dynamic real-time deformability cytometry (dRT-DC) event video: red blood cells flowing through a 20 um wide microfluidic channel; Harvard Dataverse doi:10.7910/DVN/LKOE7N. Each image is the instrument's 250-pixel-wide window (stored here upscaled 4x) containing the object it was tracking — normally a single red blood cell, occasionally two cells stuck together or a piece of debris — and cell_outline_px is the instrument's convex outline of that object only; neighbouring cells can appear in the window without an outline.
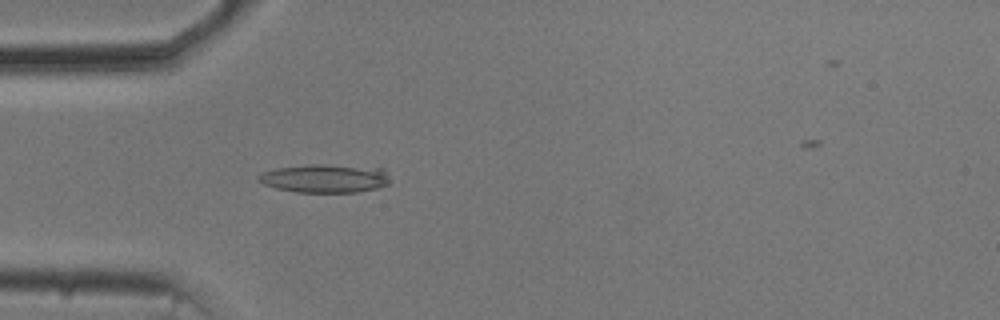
{"species": "common noctule bat (a hibernating species)", "species_latin": "Nyctalus noctula", "temperature_condition": "cold", "stored_images_in_passage": 25, "camera_frame_rate_fps": 3000, "um_per_image_px": 0.085, "animal": {"sex": "male", "body_mass_g": 20.5, "forearm_length_mm": 52.5}, "frame": {"image": 1, "passage_image": 10, "time_ms": 3.0, "image_size_px": [1000, 320], "cell_outline_px": [[388, 184], [376, 188], [356, 192], [296, 192], [276, 188], [264, 184], [256, 180], [256, 176], [264, 172], [276, 168], [308, 164], [324, 164], [384, 168], [388, 180]], "centroid_in_image_um": [27.58, 15.15], "position_along_channel_um": 57.4, "area_um2": 21.79}}